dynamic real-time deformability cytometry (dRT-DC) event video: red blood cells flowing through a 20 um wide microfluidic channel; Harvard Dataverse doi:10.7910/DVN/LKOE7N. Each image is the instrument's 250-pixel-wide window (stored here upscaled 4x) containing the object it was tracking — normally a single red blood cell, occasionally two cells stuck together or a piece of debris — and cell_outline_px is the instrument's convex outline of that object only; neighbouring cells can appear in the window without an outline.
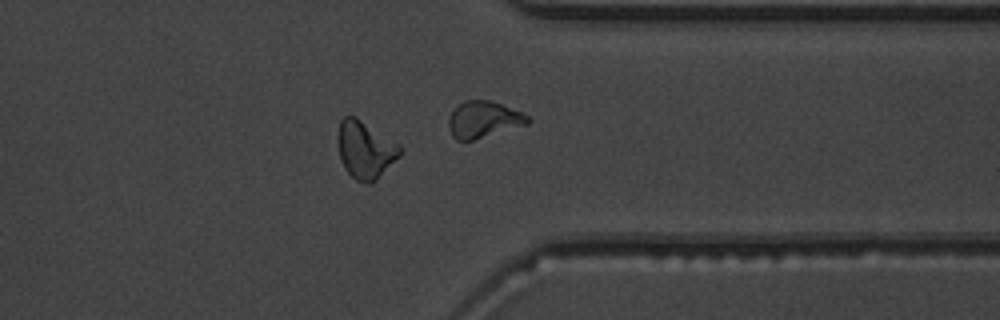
{"species": "common noctule bat (a hibernating species)", "species_latin": "Nyctalus noctula", "temperature_condition": "warm", "stored_images_in_passage": 54, "camera_frame_rate_fps": 3000, "um_per_image_px": 0.085, "animal": {"sex": "male", "body_mass_g": 19.5, "forearm_length_mm": 54.6}, "frame": {"image": 1, "passage_image": 43, "time_ms": 14.0, "image_size_px": [1000, 320], "cell_outline_px": [[400, 156], [372, 184], [368, 184], [356, 180], [344, 168], [340, 156], [340, 120], [344, 116], [356, 116], [400, 144]], "centroid_in_image_um": [31.09, 12.74], "position_along_channel_um": 380.3, "area_um2": 20.46}}
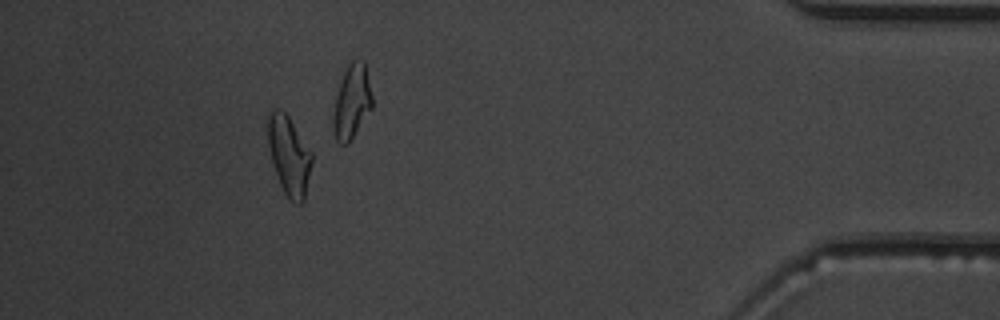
{"frame": {"image": 2, "passage_image": 49, "time_ms": 16.0, "image_size_px": [1000, 320], "cell_outline_px": [[312, 160], [304, 200], [300, 204], [296, 204], [284, 192], [280, 184], [272, 164], [268, 144], [268, 112], [272, 108], [276, 108], [284, 112], [288, 116], [312, 152]], "centroid_in_image_um": [24.55, 13.2], "position_along_channel_um": 410.6, "area_um2": 20.06}}